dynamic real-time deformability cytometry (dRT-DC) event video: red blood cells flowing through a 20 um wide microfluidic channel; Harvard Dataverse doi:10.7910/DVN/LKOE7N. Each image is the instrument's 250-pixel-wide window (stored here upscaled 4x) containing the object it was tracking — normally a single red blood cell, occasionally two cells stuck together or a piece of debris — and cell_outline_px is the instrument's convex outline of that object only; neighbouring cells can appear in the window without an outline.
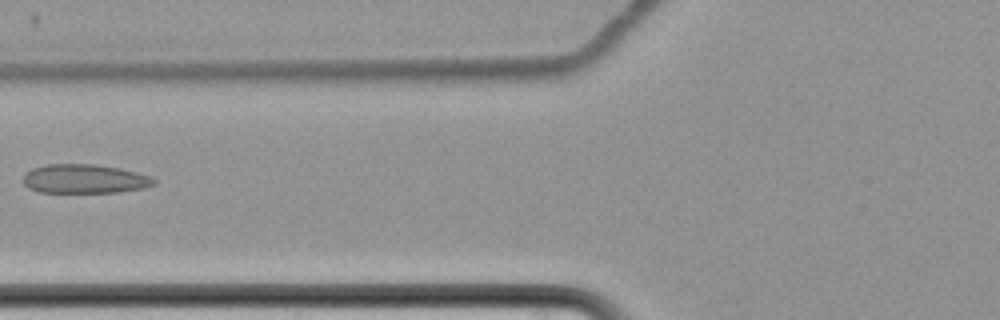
{"species": "common noctule bat (a hibernating species)", "species_latin": "Nyctalus noctula", "temperature_condition": "cold", "stored_images_in_passage": 7, "camera_frame_rate_fps": 3000, "um_per_image_px": 0.085, "animal": {"sex": "female", "body_mass_g": 22.7, "forearm_length_mm": 54.2}, "frame": {"image": 1, "passage_image": 7, "time_ms": 8.0, "image_size_px": [1000, 320], "cell_outline_px": [[156, 184], [144, 188], [116, 192], [40, 192], [28, 188], [24, 184], [24, 172], [32, 168], [48, 164], [92, 164], [120, 168], [152, 176], [156, 180]], "centroid_in_image_um": [7.19, 15.2], "position_along_channel_um": 118.6, "area_um2": 22.2}}